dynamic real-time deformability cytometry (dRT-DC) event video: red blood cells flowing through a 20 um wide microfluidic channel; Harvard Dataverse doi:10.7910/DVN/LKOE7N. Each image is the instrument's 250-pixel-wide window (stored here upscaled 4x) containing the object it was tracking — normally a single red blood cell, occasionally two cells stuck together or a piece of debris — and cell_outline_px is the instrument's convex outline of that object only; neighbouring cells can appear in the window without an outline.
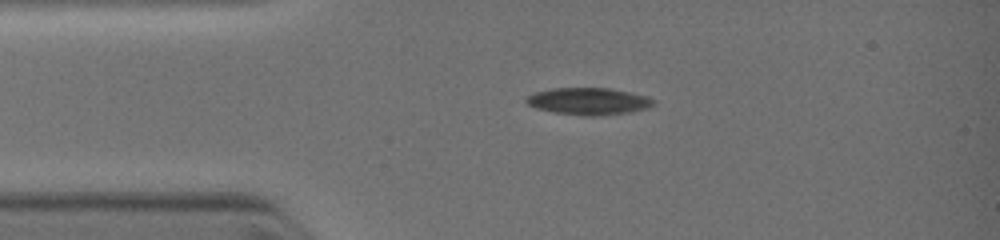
{"species": "common noctule bat (a hibernating species)", "species_latin": "Nyctalus noctula", "temperature_condition": "warm", "stored_images_in_passage": 16, "camera_frame_rate_fps": 3000, "um_per_image_px": 0.085, "animal": {"sex": "female", "body_mass_g": 19.0, "forearm_length_mm": 51.5}, "frame": {"image": 1, "passage_image": 5, "time_ms": 1.0, "image_size_px": [1000, 240], "cell_outline_px": [[656, 100], [652, 104], [644, 108], [624, 112], [592, 116], [556, 112], [536, 108], [528, 104], [524, 100], [524, 96], [532, 92], [548, 88], [608, 88], [632, 92], [648, 96]], "centroid_in_image_um": [49.94, 8.57], "position_along_channel_um": 35.1, "area_um2": 19.83}}